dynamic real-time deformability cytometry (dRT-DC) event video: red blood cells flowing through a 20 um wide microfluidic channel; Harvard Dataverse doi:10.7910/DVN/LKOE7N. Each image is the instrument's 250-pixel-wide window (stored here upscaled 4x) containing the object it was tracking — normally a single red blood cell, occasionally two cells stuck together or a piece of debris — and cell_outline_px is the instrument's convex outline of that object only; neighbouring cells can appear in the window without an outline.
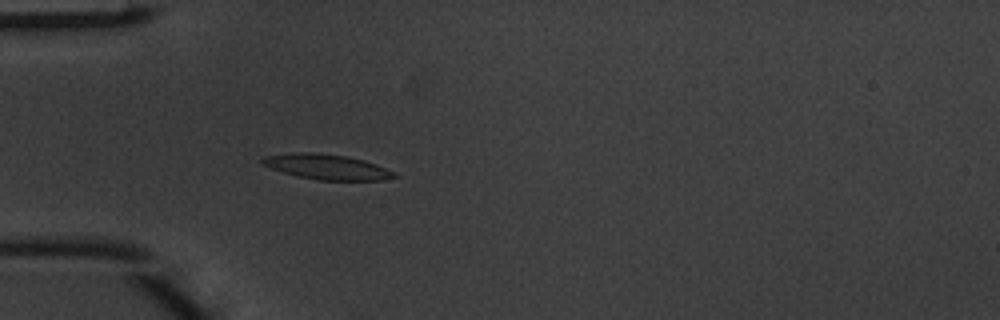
{"species": "common noctule bat (a hibernating species)", "species_latin": "Nyctalus noctula", "temperature_condition": "warm", "stored_images_in_passage": 4, "camera_frame_rate_fps": 3000, "um_per_image_px": 0.085, "animal": {"sex": "male", "body_mass_g": 20.1, "forearm_length_mm": 53.5}, "frame": {"image": 1, "passage_image": 4, "time_ms": 1.0, "image_size_px": [1000, 320], "cell_outline_px": [[400, 176], [380, 180], [320, 180], [300, 176], [284, 172], [260, 164], [260, 160], [264, 156], [292, 152], [316, 152], [344, 156], [364, 160], [376, 164], [396, 172]], "centroid_in_image_um": [27.79, 14.17], "position_along_channel_um": 57.2, "area_um2": 19.31}}